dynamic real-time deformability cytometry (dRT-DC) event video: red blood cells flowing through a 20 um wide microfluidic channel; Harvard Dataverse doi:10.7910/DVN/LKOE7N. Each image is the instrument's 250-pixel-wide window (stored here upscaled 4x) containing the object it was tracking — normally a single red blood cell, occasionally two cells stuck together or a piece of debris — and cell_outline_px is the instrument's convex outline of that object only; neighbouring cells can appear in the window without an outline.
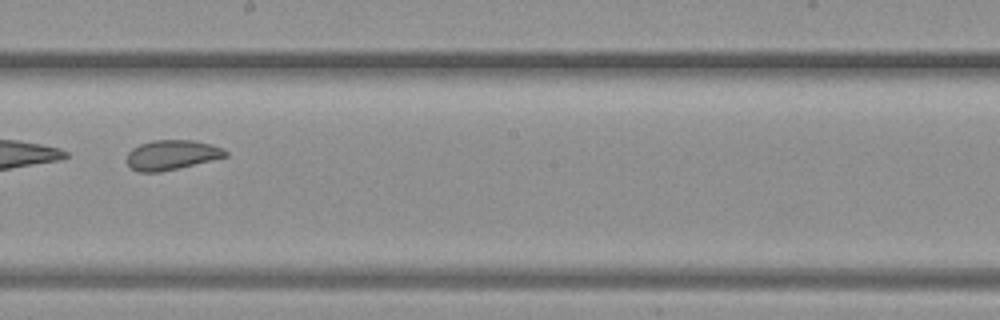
{"species": "common noctule bat (a hibernating species)", "species_latin": "Nyctalus noctula", "temperature_condition": "warm", "stored_images_in_passage": 45, "camera_frame_rate_fps": 3000, "um_per_image_px": 0.085, "animal": {"sex": "female", "body_mass_g": 19.3, "forearm_length_mm": 54.1}, "frame": {"image": 1, "passage_image": 26, "time_ms": 8.333, "image_size_px": [1000, 320], "cell_outline_px": [[228, 156], [160, 172], [140, 172], [132, 168], [128, 164], [128, 152], [132, 148], [140, 144], [152, 140], [192, 140], [212, 144], [224, 148], [228, 152]], "centroid_in_image_um": [14.62, 13.15], "position_along_channel_um": 233.6, "area_um2": 16.99}}